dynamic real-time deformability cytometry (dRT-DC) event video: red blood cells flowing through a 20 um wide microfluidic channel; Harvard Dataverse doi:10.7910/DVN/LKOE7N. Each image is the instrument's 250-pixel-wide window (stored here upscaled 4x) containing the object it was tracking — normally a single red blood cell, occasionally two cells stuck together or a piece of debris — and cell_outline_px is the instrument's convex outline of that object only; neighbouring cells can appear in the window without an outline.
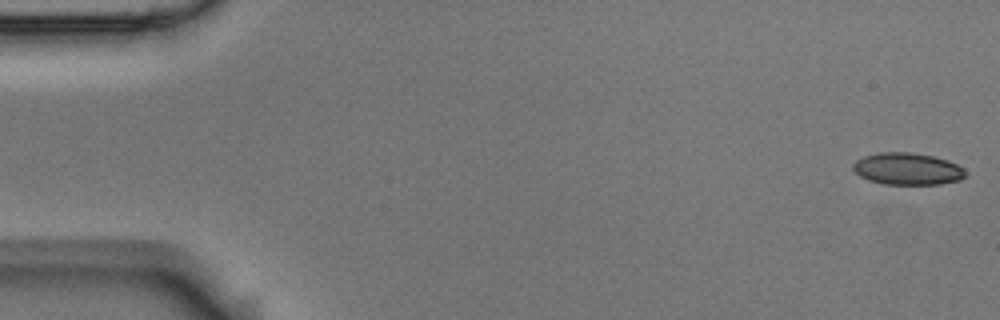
{"species": "Egyptian fruit bat (a non-hibernating species)", "species_latin": "Rousettus aegyptiacus", "temperature_condition": "room temperature", "stored_images_in_passage": 50, "camera_frame_rate_fps": 3000, "um_per_image_px": 0.085, "animal": {"sex": "male"}, "frame": {"image": 1, "passage_image": 1, "time_ms": 0.0, "image_size_px": [1000, 320], "cell_outline_px": [[964, 176], [960, 180], [940, 184], [884, 184], [868, 180], [860, 176], [852, 168], [852, 164], [856, 160], [864, 156], [880, 152], [908, 152], [932, 156], [948, 160], [964, 168]], "centroid_in_image_um": [77.11, 14.35], "position_along_channel_um": 7.9, "area_um2": 20.87}}
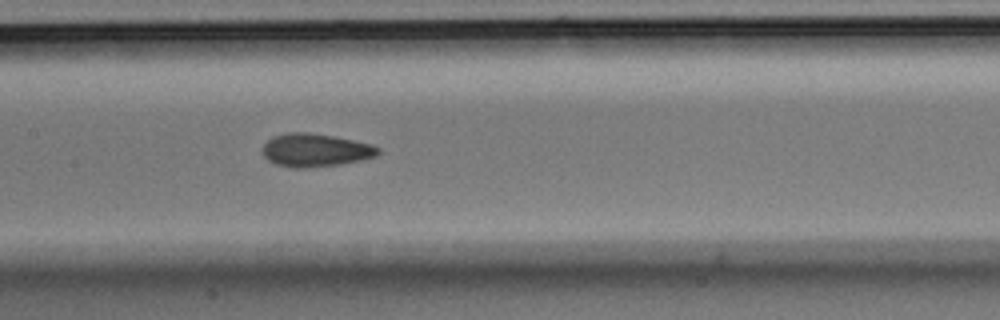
{"frame": {"image": 2, "passage_image": 26, "time_ms": 8.333, "image_size_px": [1000, 320], "cell_outline_px": [[380, 152], [376, 156], [360, 160], [340, 164], [304, 168], [292, 168], [276, 164], [268, 160], [260, 152], [260, 148], [272, 136], [288, 132], [308, 132], [332, 136], [372, 144], [380, 148]], "centroid_in_image_um": [26.76, 12.76], "position_along_channel_um": 180.6, "area_um2": 22.43}}
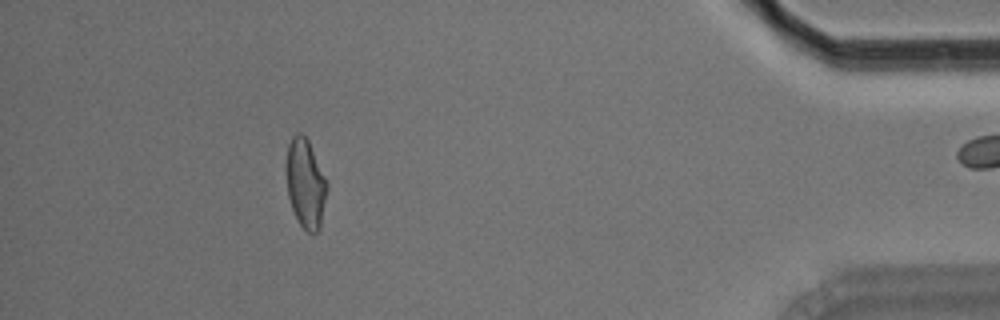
{"frame": {"image": 3, "passage_image": 49, "time_ms": 16.0, "image_size_px": [1000, 320], "cell_outline_px": [[328, 188], [320, 228], [316, 232], [308, 232], [300, 224], [292, 208], [288, 196], [284, 168], [288, 144], [292, 136], [296, 132], [300, 132], [308, 140], [328, 184]], "centroid_in_image_um": [25.94, 15.57], "position_along_channel_um": 409.3, "area_um2": 21.33}}